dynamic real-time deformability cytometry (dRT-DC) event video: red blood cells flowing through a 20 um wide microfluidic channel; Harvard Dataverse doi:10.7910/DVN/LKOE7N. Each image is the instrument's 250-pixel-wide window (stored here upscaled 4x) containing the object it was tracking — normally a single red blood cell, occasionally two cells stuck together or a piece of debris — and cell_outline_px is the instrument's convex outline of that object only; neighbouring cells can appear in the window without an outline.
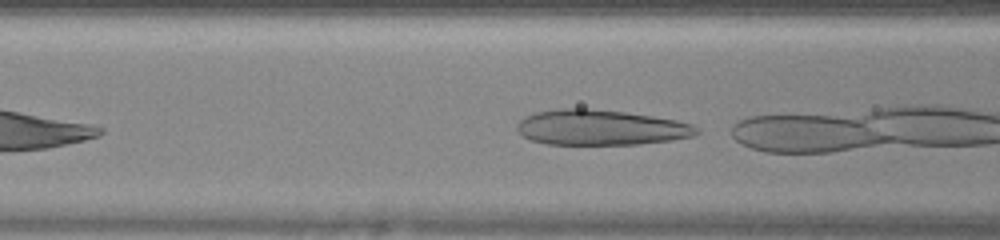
{"species": "human", "species_latin": "Homo sapiens", "temperature_condition": "warm", "stored_images_in_passage": 12, "camera_frame_rate_fps": 3000, "um_per_image_px": 0.085, "donor": {"sex": "female"}, "frame": {"image": 1, "passage_image": 7, "time_ms": 2.0, "image_size_px": [1000, 240], "cell_outline_px": [[700, 132], [692, 136], [672, 140], [640, 144], [548, 144], [532, 140], [524, 136], [516, 128], [516, 124], [524, 116], [536, 112], [560, 108], [584, 108], [624, 112], [652, 116], [676, 120], [692, 124], [700, 128]], "centroid_in_image_um": [51.07, 10.83], "position_along_channel_um": 115.5, "area_um2": 36.93}}
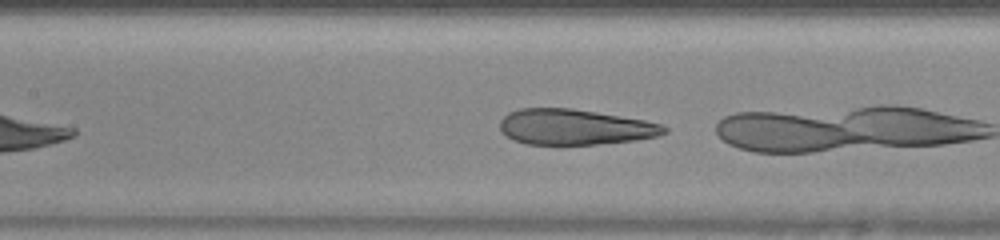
{"frame": {"image": 2, "passage_image": 10, "time_ms": 3.0, "image_size_px": [1000, 240], "cell_outline_px": [[668, 132], [656, 136], [636, 140], [596, 144], [528, 144], [512, 140], [504, 136], [500, 132], [500, 120], [508, 112], [520, 108], [572, 108], [644, 120], [660, 124], [668, 128]], "centroid_in_image_um": [48.8, 10.79], "position_along_channel_um": 158.6, "area_um2": 34.1}}